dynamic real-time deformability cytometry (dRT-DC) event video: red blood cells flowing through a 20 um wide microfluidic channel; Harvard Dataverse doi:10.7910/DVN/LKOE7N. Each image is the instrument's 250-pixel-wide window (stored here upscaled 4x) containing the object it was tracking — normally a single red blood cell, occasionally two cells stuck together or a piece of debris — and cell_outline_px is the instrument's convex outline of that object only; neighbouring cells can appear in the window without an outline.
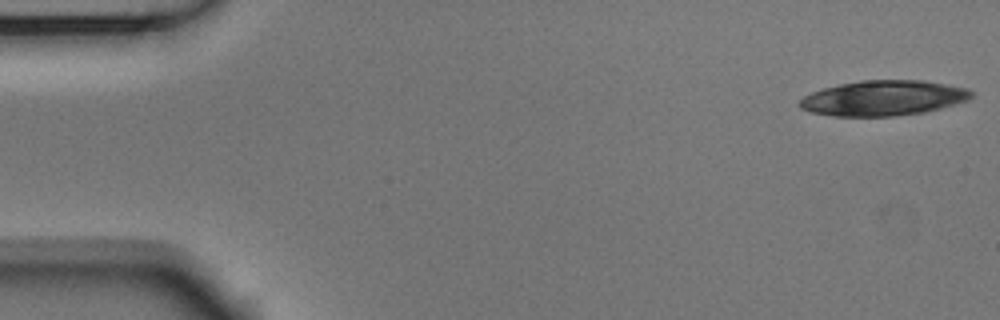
{"species": "Egyptian fruit bat (a non-hibernating species)", "species_latin": "Rousettus aegyptiacus", "temperature_condition": "room temperature", "stored_images_in_passage": 17, "camera_frame_rate_fps": 3000, "um_per_image_px": 0.085, "animal": {"sex": "male"}, "frame": {"image": 1, "passage_image": 1, "time_ms": 0.0, "image_size_px": [1000, 320], "cell_outline_px": [[972, 96], [968, 100], [940, 108], [924, 112], [896, 116], [832, 116], [812, 112], [800, 108], [800, 100], [804, 96], [812, 92], [824, 88], [840, 84], [860, 80], [924, 80], [968, 88], [972, 92]], "centroid_in_image_um": [75.09, 8.33], "position_along_channel_um": 9.9, "area_um2": 35.14}}